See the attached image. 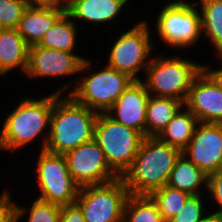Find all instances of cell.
Masks as SVG:
<instances>
[{
    "label": "cell",
    "mask_w": 222,
    "mask_h": 222,
    "mask_svg": "<svg viewBox=\"0 0 222 222\" xmlns=\"http://www.w3.org/2000/svg\"><path fill=\"white\" fill-rule=\"evenodd\" d=\"M70 85L54 92L50 131L43 139L41 151L64 155L94 138L99 113L79 104L70 95L61 98Z\"/></svg>",
    "instance_id": "6da1fadb"
},
{
    "label": "cell",
    "mask_w": 222,
    "mask_h": 222,
    "mask_svg": "<svg viewBox=\"0 0 222 222\" xmlns=\"http://www.w3.org/2000/svg\"><path fill=\"white\" fill-rule=\"evenodd\" d=\"M182 151L157 137H145L131 167L121 177L130 195H150L167 185Z\"/></svg>",
    "instance_id": "7a4b0ae2"
},
{
    "label": "cell",
    "mask_w": 222,
    "mask_h": 222,
    "mask_svg": "<svg viewBox=\"0 0 222 222\" xmlns=\"http://www.w3.org/2000/svg\"><path fill=\"white\" fill-rule=\"evenodd\" d=\"M20 102L5 119L0 132V150H20L47 128L50 131L54 93L40 100L26 98Z\"/></svg>",
    "instance_id": "3957f363"
},
{
    "label": "cell",
    "mask_w": 222,
    "mask_h": 222,
    "mask_svg": "<svg viewBox=\"0 0 222 222\" xmlns=\"http://www.w3.org/2000/svg\"><path fill=\"white\" fill-rule=\"evenodd\" d=\"M204 65L180 57L152 58L142 81L150 95L176 99L185 104L189 89Z\"/></svg>",
    "instance_id": "277c9868"
},
{
    "label": "cell",
    "mask_w": 222,
    "mask_h": 222,
    "mask_svg": "<svg viewBox=\"0 0 222 222\" xmlns=\"http://www.w3.org/2000/svg\"><path fill=\"white\" fill-rule=\"evenodd\" d=\"M145 137L133 128L122 125L106 113H99L94 140L104 152L110 168L119 176L131 167Z\"/></svg>",
    "instance_id": "5b68a950"
},
{
    "label": "cell",
    "mask_w": 222,
    "mask_h": 222,
    "mask_svg": "<svg viewBox=\"0 0 222 222\" xmlns=\"http://www.w3.org/2000/svg\"><path fill=\"white\" fill-rule=\"evenodd\" d=\"M77 81L69 95L79 104L105 113L134 81L128 75L106 65L98 72Z\"/></svg>",
    "instance_id": "8992f818"
},
{
    "label": "cell",
    "mask_w": 222,
    "mask_h": 222,
    "mask_svg": "<svg viewBox=\"0 0 222 222\" xmlns=\"http://www.w3.org/2000/svg\"><path fill=\"white\" fill-rule=\"evenodd\" d=\"M129 195L124 180L119 177L107 184L81 187L76 203L86 222H123Z\"/></svg>",
    "instance_id": "52a82bcc"
},
{
    "label": "cell",
    "mask_w": 222,
    "mask_h": 222,
    "mask_svg": "<svg viewBox=\"0 0 222 222\" xmlns=\"http://www.w3.org/2000/svg\"><path fill=\"white\" fill-rule=\"evenodd\" d=\"M196 6V2L179 0L161 9L156 30L164 44L175 48L195 45L202 35L201 13Z\"/></svg>",
    "instance_id": "ba28073f"
},
{
    "label": "cell",
    "mask_w": 222,
    "mask_h": 222,
    "mask_svg": "<svg viewBox=\"0 0 222 222\" xmlns=\"http://www.w3.org/2000/svg\"><path fill=\"white\" fill-rule=\"evenodd\" d=\"M152 48L148 23L140 21L114 42L107 66L128 75L134 81H141L137 75L142 69L146 71Z\"/></svg>",
    "instance_id": "9c48e42d"
},
{
    "label": "cell",
    "mask_w": 222,
    "mask_h": 222,
    "mask_svg": "<svg viewBox=\"0 0 222 222\" xmlns=\"http://www.w3.org/2000/svg\"><path fill=\"white\" fill-rule=\"evenodd\" d=\"M36 167L41 194L38 199L67 205L76 203L80 187L73 180L64 155L40 151Z\"/></svg>",
    "instance_id": "30bf717a"
},
{
    "label": "cell",
    "mask_w": 222,
    "mask_h": 222,
    "mask_svg": "<svg viewBox=\"0 0 222 222\" xmlns=\"http://www.w3.org/2000/svg\"><path fill=\"white\" fill-rule=\"evenodd\" d=\"M64 156L69 172L80 188L107 184L119 178L94 139L68 151Z\"/></svg>",
    "instance_id": "8fae6325"
},
{
    "label": "cell",
    "mask_w": 222,
    "mask_h": 222,
    "mask_svg": "<svg viewBox=\"0 0 222 222\" xmlns=\"http://www.w3.org/2000/svg\"><path fill=\"white\" fill-rule=\"evenodd\" d=\"M91 61L74 54L43 48L38 45L29 47L28 65L26 74L30 78L34 77H58L71 75L78 72H90Z\"/></svg>",
    "instance_id": "7c38bea8"
},
{
    "label": "cell",
    "mask_w": 222,
    "mask_h": 222,
    "mask_svg": "<svg viewBox=\"0 0 222 222\" xmlns=\"http://www.w3.org/2000/svg\"><path fill=\"white\" fill-rule=\"evenodd\" d=\"M182 154L207 175L222 168V123L198 122Z\"/></svg>",
    "instance_id": "4fadbf2b"
},
{
    "label": "cell",
    "mask_w": 222,
    "mask_h": 222,
    "mask_svg": "<svg viewBox=\"0 0 222 222\" xmlns=\"http://www.w3.org/2000/svg\"><path fill=\"white\" fill-rule=\"evenodd\" d=\"M184 106L198 122L222 123V89L204 68L193 80Z\"/></svg>",
    "instance_id": "5bb4252c"
},
{
    "label": "cell",
    "mask_w": 222,
    "mask_h": 222,
    "mask_svg": "<svg viewBox=\"0 0 222 222\" xmlns=\"http://www.w3.org/2000/svg\"><path fill=\"white\" fill-rule=\"evenodd\" d=\"M150 93L141 81H133L105 112L122 125L133 128L146 137V110Z\"/></svg>",
    "instance_id": "9a60e30c"
},
{
    "label": "cell",
    "mask_w": 222,
    "mask_h": 222,
    "mask_svg": "<svg viewBox=\"0 0 222 222\" xmlns=\"http://www.w3.org/2000/svg\"><path fill=\"white\" fill-rule=\"evenodd\" d=\"M65 12V5H28L16 29L29 47L38 45Z\"/></svg>",
    "instance_id": "2e32d148"
},
{
    "label": "cell",
    "mask_w": 222,
    "mask_h": 222,
    "mask_svg": "<svg viewBox=\"0 0 222 222\" xmlns=\"http://www.w3.org/2000/svg\"><path fill=\"white\" fill-rule=\"evenodd\" d=\"M128 0H66V13L74 20L93 23L115 21Z\"/></svg>",
    "instance_id": "e0dca14e"
},
{
    "label": "cell",
    "mask_w": 222,
    "mask_h": 222,
    "mask_svg": "<svg viewBox=\"0 0 222 222\" xmlns=\"http://www.w3.org/2000/svg\"><path fill=\"white\" fill-rule=\"evenodd\" d=\"M29 46L16 28H3L0 31V75L20 67L26 72Z\"/></svg>",
    "instance_id": "ac0fdd59"
},
{
    "label": "cell",
    "mask_w": 222,
    "mask_h": 222,
    "mask_svg": "<svg viewBox=\"0 0 222 222\" xmlns=\"http://www.w3.org/2000/svg\"><path fill=\"white\" fill-rule=\"evenodd\" d=\"M183 105L173 98L150 95L146 110V137H157Z\"/></svg>",
    "instance_id": "d6986e66"
},
{
    "label": "cell",
    "mask_w": 222,
    "mask_h": 222,
    "mask_svg": "<svg viewBox=\"0 0 222 222\" xmlns=\"http://www.w3.org/2000/svg\"><path fill=\"white\" fill-rule=\"evenodd\" d=\"M181 110L182 108L178 110L157 138L163 143L183 151L189 144L198 121L186 107L183 111Z\"/></svg>",
    "instance_id": "ffe728a7"
},
{
    "label": "cell",
    "mask_w": 222,
    "mask_h": 222,
    "mask_svg": "<svg viewBox=\"0 0 222 222\" xmlns=\"http://www.w3.org/2000/svg\"><path fill=\"white\" fill-rule=\"evenodd\" d=\"M207 183L208 175L182 154L171 171L167 185L190 195H200L199 187L205 185L207 189Z\"/></svg>",
    "instance_id": "44dd1931"
},
{
    "label": "cell",
    "mask_w": 222,
    "mask_h": 222,
    "mask_svg": "<svg viewBox=\"0 0 222 222\" xmlns=\"http://www.w3.org/2000/svg\"><path fill=\"white\" fill-rule=\"evenodd\" d=\"M76 29V21L65 12L46 32L38 46L74 53L77 39Z\"/></svg>",
    "instance_id": "7402d4cb"
},
{
    "label": "cell",
    "mask_w": 222,
    "mask_h": 222,
    "mask_svg": "<svg viewBox=\"0 0 222 222\" xmlns=\"http://www.w3.org/2000/svg\"><path fill=\"white\" fill-rule=\"evenodd\" d=\"M202 32L211 41L219 57H222V0H199Z\"/></svg>",
    "instance_id": "603a6c76"
},
{
    "label": "cell",
    "mask_w": 222,
    "mask_h": 222,
    "mask_svg": "<svg viewBox=\"0 0 222 222\" xmlns=\"http://www.w3.org/2000/svg\"><path fill=\"white\" fill-rule=\"evenodd\" d=\"M123 222H164L156 203L149 195H129Z\"/></svg>",
    "instance_id": "cb8c5ba5"
},
{
    "label": "cell",
    "mask_w": 222,
    "mask_h": 222,
    "mask_svg": "<svg viewBox=\"0 0 222 222\" xmlns=\"http://www.w3.org/2000/svg\"><path fill=\"white\" fill-rule=\"evenodd\" d=\"M149 196L156 203L164 222H169L179 214L191 195L185 191L165 185L153 191Z\"/></svg>",
    "instance_id": "d4e9b609"
},
{
    "label": "cell",
    "mask_w": 222,
    "mask_h": 222,
    "mask_svg": "<svg viewBox=\"0 0 222 222\" xmlns=\"http://www.w3.org/2000/svg\"><path fill=\"white\" fill-rule=\"evenodd\" d=\"M27 0H0V23L3 28H17Z\"/></svg>",
    "instance_id": "484cf974"
},
{
    "label": "cell",
    "mask_w": 222,
    "mask_h": 222,
    "mask_svg": "<svg viewBox=\"0 0 222 222\" xmlns=\"http://www.w3.org/2000/svg\"><path fill=\"white\" fill-rule=\"evenodd\" d=\"M30 206L27 222H60V205L37 198Z\"/></svg>",
    "instance_id": "4316f807"
},
{
    "label": "cell",
    "mask_w": 222,
    "mask_h": 222,
    "mask_svg": "<svg viewBox=\"0 0 222 222\" xmlns=\"http://www.w3.org/2000/svg\"><path fill=\"white\" fill-rule=\"evenodd\" d=\"M201 195H191L185 202L183 209L180 210L169 222H198L205 215L203 214V201Z\"/></svg>",
    "instance_id": "83f0119b"
},
{
    "label": "cell",
    "mask_w": 222,
    "mask_h": 222,
    "mask_svg": "<svg viewBox=\"0 0 222 222\" xmlns=\"http://www.w3.org/2000/svg\"><path fill=\"white\" fill-rule=\"evenodd\" d=\"M10 197L8 190L0 195V222H17L27 212V208L17 206Z\"/></svg>",
    "instance_id": "f1b7e54d"
},
{
    "label": "cell",
    "mask_w": 222,
    "mask_h": 222,
    "mask_svg": "<svg viewBox=\"0 0 222 222\" xmlns=\"http://www.w3.org/2000/svg\"><path fill=\"white\" fill-rule=\"evenodd\" d=\"M207 190L210 197L219 206V211H215L218 215L222 216V168L217 172L208 175Z\"/></svg>",
    "instance_id": "f546056e"
},
{
    "label": "cell",
    "mask_w": 222,
    "mask_h": 222,
    "mask_svg": "<svg viewBox=\"0 0 222 222\" xmlns=\"http://www.w3.org/2000/svg\"><path fill=\"white\" fill-rule=\"evenodd\" d=\"M60 222H86L83 211L77 203L61 205Z\"/></svg>",
    "instance_id": "4dcf8cb0"
},
{
    "label": "cell",
    "mask_w": 222,
    "mask_h": 222,
    "mask_svg": "<svg viewBox=\"0 0 222 222\" xmlns=\"http://www.w3.org/2000/svg\"><path fill=\"white\" fill-rule=\"evenodd\" d=\"M28 5H66V0H27Z\"/></svg>",
    "instance_id": "1f68e13d"
},
{
    "label": "cell",
    "mask_w": 222,
    "mask_h": 222,
    "mask_svg": "<svg viewBox=\"0 0 222 222\" xmlns=\"http://www.w3.org/2000/svg\"><path fill=\"white\" fill-rule=\"evenodd\" d=\"M221 62H222V57H220ZM222 67V66H221ZM204 69L217 81V83L220 85L222 89V68L218 70L214 69H208L207 65H204Z\"/></svg>",
    "instance_id": "d6a6232c"
},
{
    "label": "cell",
    "mask_w": 222,
    "mask_h": 222,
    "mask_svg": "<svg viewBox=\"0 0 222 222\" xmlns=\"http://www.w3.org/2000/svg\"><path fill=\"white\" fill-rule=\"evenodd\" d=\"M198 222H222V216L217 213H212L210 215H205Z\"/></svg>",
    "instance_id": "836d02e7"
},
{
    "label": "cell",
    "mask_w": 222,
    "mask_h": 222,
    "mask_svg": "<svg viewBox=\"0 0 222 222\" xmlns=\"http://www.w3.org/2000/svg\"><path fill=\"white\" fill-rule=\"evenodd\" d=\"M3 29V26L1 25V23H0V31Z\"/></svg>",
    "instance_id": "e575fe53"
}]
</instances>
